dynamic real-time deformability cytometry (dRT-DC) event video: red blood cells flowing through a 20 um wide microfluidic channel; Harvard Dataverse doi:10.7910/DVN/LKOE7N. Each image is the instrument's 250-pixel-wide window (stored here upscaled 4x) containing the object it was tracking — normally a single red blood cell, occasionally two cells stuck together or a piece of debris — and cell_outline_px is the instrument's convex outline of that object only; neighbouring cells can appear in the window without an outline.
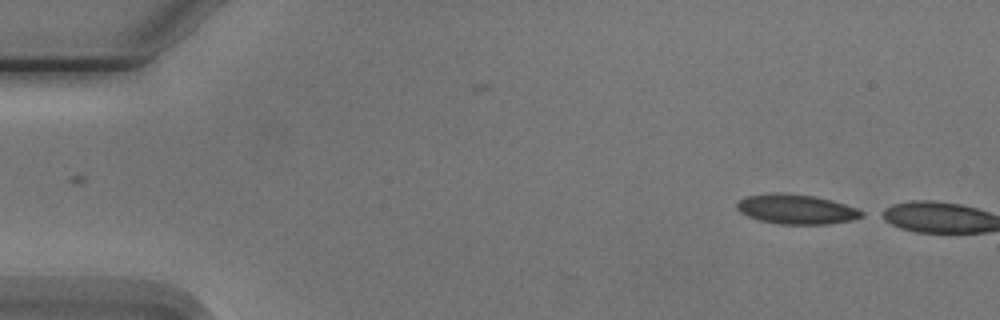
{"species": "Egyptian fruit bat (a non-hibernating species)", "species_latin": "Rousettus aegyptiacus", "temperature_condition": "cold", "stored_images_in_passage": 5, "camera_frame_rate_fps": 3000, "um_per_image_px": 0.085, "animal": {"sex": "male"}, "frame": {"image": 1, "passage_image": 5, "time_ms": 4.667, "image_size_px": [1000, 320], "cell_outline_px": [[864, 216], [852, 220], [828, 224], [780, 224], [760, 220], [748, 216], [740, 212], [736, 208], [736, 204], [740, 200], [748, 196], [772, 192], [776, 192], [812, 196], [844, 204], [856, 208], [864, 212]], "centroid_in_image_um": [67.67, 17.79], "position_along_channel_um": 17.3, "area_um2": 21.33}}